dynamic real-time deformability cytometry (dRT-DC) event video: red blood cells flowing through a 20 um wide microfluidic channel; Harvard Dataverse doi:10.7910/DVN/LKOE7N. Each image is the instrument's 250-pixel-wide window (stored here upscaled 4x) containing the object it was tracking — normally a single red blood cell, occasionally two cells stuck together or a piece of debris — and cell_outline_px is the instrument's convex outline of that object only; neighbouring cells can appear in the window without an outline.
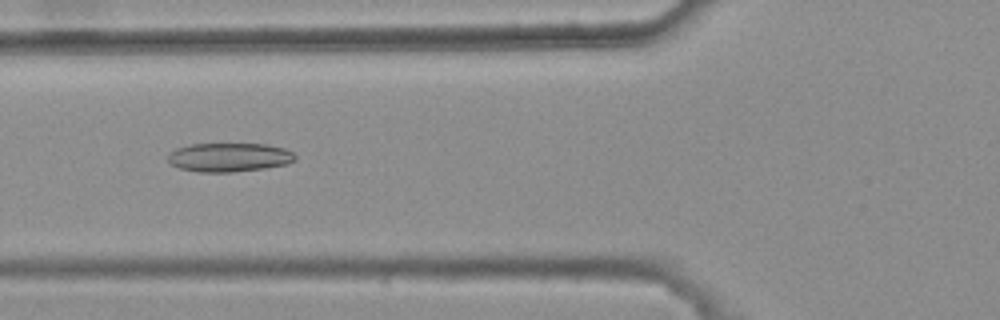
{"species": "common noctule bat (a hibernating species)", "species_latin": "Nyctalus noctula", "temperature_condition": "warm", "stored_images_in_passage": 4, "camera_frame_rate_fps": 3000, "um_per_image_px": 0.085, "animal": {"sex": "female", "body_mass_g": 25.1}, "frame": {"image": 1, "passage_image": 4, "time_ms": 1.0, "image_size_px": [1000, 320], "cell_outline_px": [[296, 160], [288, 164], [264, 168], [232, 172], [200, 172], [180, 168], [172, 164], [168, 160], [168, 156], [176, 148], [188, 144], [264, 144], [284, 148], [292, 152], [296, 156]], "centroid_in_image_um": [19.5, 13.37], "position_along_channel_um": 106.3, "area_um2": 21.33}}